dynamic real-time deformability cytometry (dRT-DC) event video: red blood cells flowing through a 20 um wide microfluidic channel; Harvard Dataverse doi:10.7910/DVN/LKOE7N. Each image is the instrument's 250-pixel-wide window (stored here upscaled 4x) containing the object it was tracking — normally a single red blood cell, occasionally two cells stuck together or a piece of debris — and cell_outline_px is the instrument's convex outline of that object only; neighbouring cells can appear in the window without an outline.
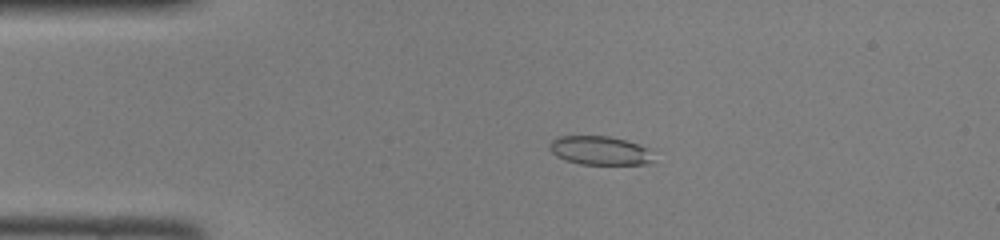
{"species": "common noctule bat (a hibernating species)", "species_latin": "Nyctalus noctula", "temperature_condition": "room temperature", "stored_images_in_passage": 47, "camera_frame_rate_fps": 3000, "um_per_image_px": 0.085, "animal": {"sex": "female", "body_mass_g": 22.0, "forearm_length_mm": 56.7}, "frame": {"image": 1, "passage_image": 10, "time_ms": 3.0, "image_size_px": [1000, 240], "cell_outline_px": [[652, 164], [580, 164], [564, 160], [556, 156], [548, 148], [548, 144], [556, 136], [608, 136], [628, 140], [640, 144], [648, 148], [652, 160]], "centroid_in_image_um": [50.95, 12.79], "position_along_channel_um": 34.0, "area_um2": 17.63}}
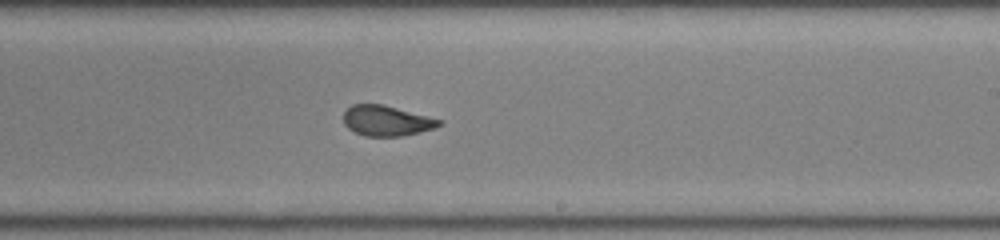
{"frame": {"image": 2, "passage_image": 28, "time_ms": 9.0, "image_size_px": [1000, 240], "cell_outline_px": [[444, 124], [436, 128], [420, 132], [400, 136], [364, 136], [348, 128], [344, 124], [344, 112], [352, 104], [384, 104], [444, 120]], "centroid_in_image_um": [32.91, 10.26], "position_along_channel_um": 256.1, "area_um2": 17.11}}
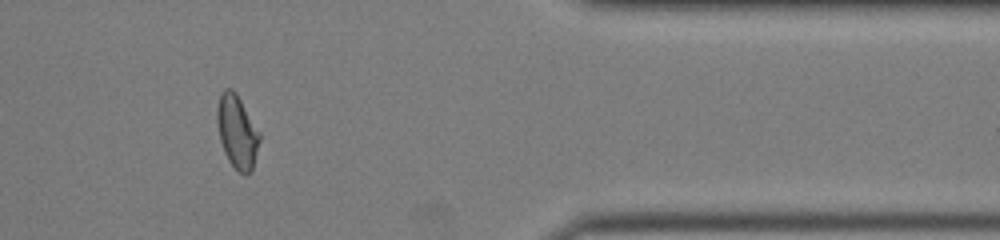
{"frame": {"image": 3, "passage_image": 39, "time_ms": 12.667, "image_size_px": [1000, 240], "cell_outline_px": [[260, 140], [252, 172], [244, 176], [228, 160], [224, 152], [220, 140], [216, 120], [216, 108], [220, 96], [224, 88], [232, 88], [236, 92], [260, 132]], "centroid_in_image_um": [20.15, 11.19], "position_along_channel_um": 391.2, "area_um2": 18.26}}